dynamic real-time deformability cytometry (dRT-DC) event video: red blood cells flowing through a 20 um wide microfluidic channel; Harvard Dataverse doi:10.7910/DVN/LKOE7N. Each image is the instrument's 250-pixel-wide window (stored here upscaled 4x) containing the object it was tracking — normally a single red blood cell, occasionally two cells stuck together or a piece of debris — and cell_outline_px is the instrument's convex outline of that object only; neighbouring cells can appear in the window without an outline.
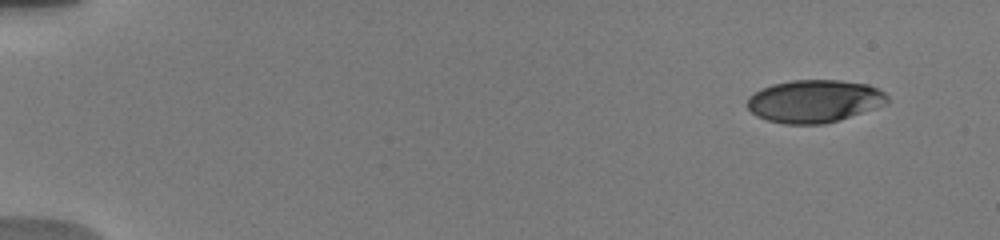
{"species": "human", "species_latin": "Homo sapiens", "temperature_condition": "warm", "stored_images_in_passage": 13, "camera_frame_rate_fps": 3000, "um_per_image_px": 0.085, "donor": {"sex": "male"}, "frame": {"image": 1, "passage_image": 1, "time_ms": 0.0, "image_size_px": [1000, 240], "cell_outline_px": [[888, 104], [824, 124], [784, 124], [768, 120], [756, 116], [744, 104], [748, 96], [760, 88], [772, 84], [792, 80], [840, 80], [868, 84], [884, 92], [888, 96]], "centroid_in_image_um": [69.18, 8.59], "position_along_channel_um": 15.8, "area_um2": 35.03}}
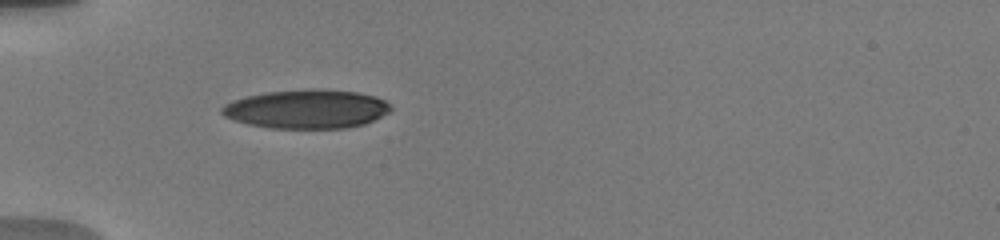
{"frame": {"image": 2, "passage_image": 11, "time_ms": 4.667, "image_size_px": [1000, 240], "cell_outline_px": [[392, 108], [388, 112], [364, 124], [344, 128], [268, 128], [248, 124], [232, 120], [224, 116], [220, 112], [220, 108], [224, 104], [232, 100], [264, 92], [308, 88], [316, 88], [356, 92], [376, 96], [384, 100]], "centroid_in_image_um": [26.01, 9.26], "position_along_channel_um": 59.0, "area_um2": 38.44}}
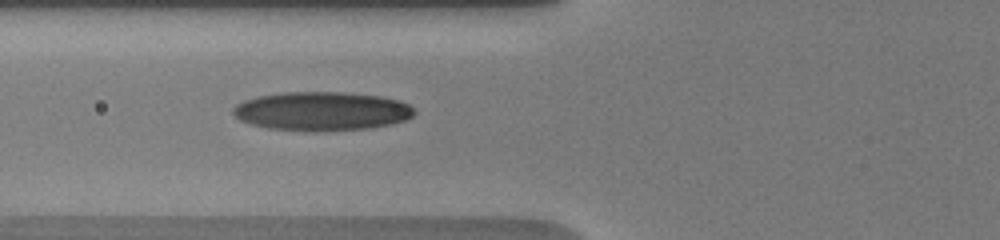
{"frame": {"image": 3, "passage_image": 13, "time_ms": 6.0, "image_size_px": [1000, 240], "cell_outline_px": [[416, 112], [412, 116], [404, 120], [392, 124], [368, 128], [312, 132], [268, 128], [252, 124], [240, 120], [232, 112], [232, 108], [236, 104], [244, 100], [256, 96], [284, 92], [344, 92], [380, 96], [400, 100], [408, 104]], "centroid_in_image_um": [27.33, 9.45], "position_along_channel_um": 98.5, "area_um2": 41.21}}